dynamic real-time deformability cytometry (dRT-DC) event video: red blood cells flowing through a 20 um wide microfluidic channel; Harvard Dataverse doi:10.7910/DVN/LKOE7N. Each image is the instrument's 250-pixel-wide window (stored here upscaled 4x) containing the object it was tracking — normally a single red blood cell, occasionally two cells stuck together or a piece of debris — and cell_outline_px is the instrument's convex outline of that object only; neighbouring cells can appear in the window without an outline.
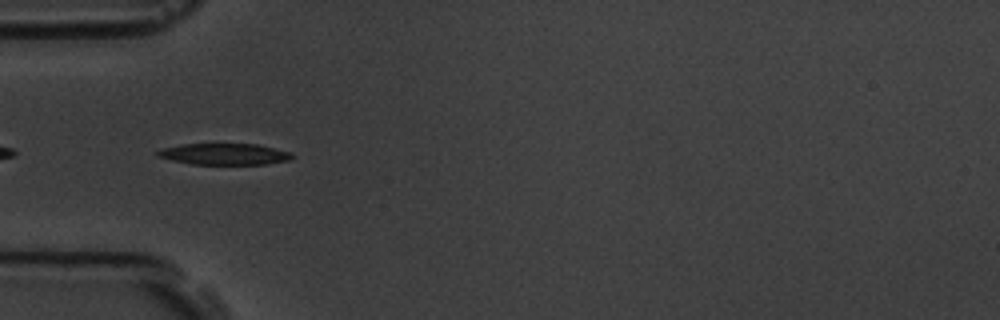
{"species": "common noctule bat (a hibernating species)", "species_latin": "Nyctalus noctula", "temperature_condition": "room temperature", "stored_images_in_passage": 41, "camera_frame_rate_fps": 3000, "um_per_image_px": 0.085, "animal": {"sex": "male", "body_mass_g": 19.5, "forearm_length_mm": 54.6}, "frame": {"image": 1, "passage_image": 2, "time_ms": 0.333, "image_size_px": [1000, 320], "cell_outline_px": [[296, 156], [292, 160], [264, 164], [192, 164], [172, 160], [156, 156], [156, 152], [164, 148], [180, 144], [256, 144], [292, 152]], "centroid_in_image_um": [19.12, 13.1], "position_along_channel_um": 65.9, "area_um2": 16.76}}
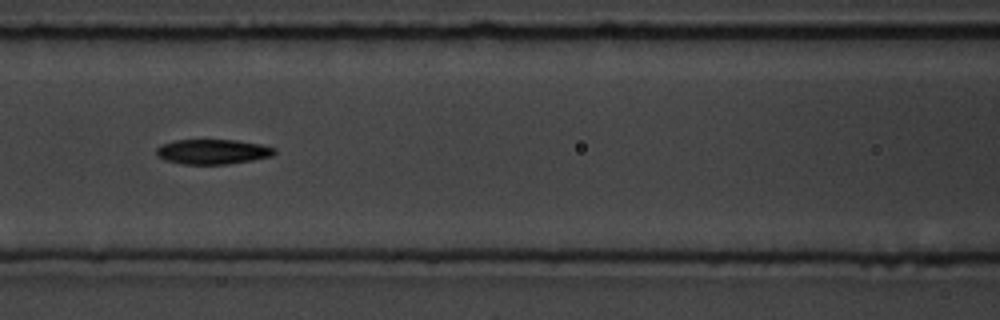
{"frame": {"image": 2, "passage_image": 9, "time_ms": 2.667, "image_size_px": [1000, 320], "cell_outline_px": [[276, 152], [272, 156], [252, 160], [228, 164], [184, 164], [164, 160], [156, 156], [156, 148], [160, 144], [172, 140], [236, 140], [260, 144], [276, 148]], "centroid_in_image_um": [18.04, 12.89], "position_along_channel_um": 148.6, "area_um2": 17.28}}
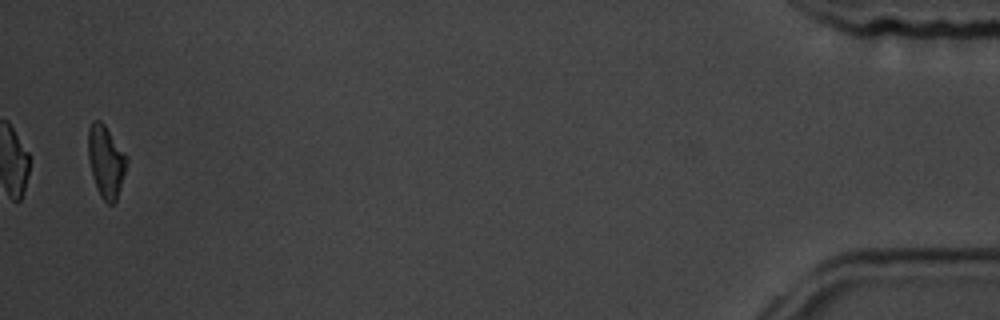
{"frame": {"image": 3, "passage_image": 40, "time_ms": 13.0, "image_size_px": [1000, 320], "cell_outline_px": [[128, 160], [116, 200], [112, 204], [108, 204], [100, 196], [92, 176], [88, 160], [88, 128], [92, 120], [100, 120], [104, 124], [128, 156]], "centroid_in_image_um": [8.99, 13.69], "position_along_channel_um": 426.2, "area_um2": 16.18}, "authors_computed_cell_mechanics": {"area_um2": 17.051, "velocity_mm_per_s": 3.5618, "shape_relaxation_time_tau1_ms": 4.2123, "shape_relaxation_time_tau2_ms": 8.1044, "deformation_change_tau1": 0.1373, "deformation_change_tau2": 0.1727}}